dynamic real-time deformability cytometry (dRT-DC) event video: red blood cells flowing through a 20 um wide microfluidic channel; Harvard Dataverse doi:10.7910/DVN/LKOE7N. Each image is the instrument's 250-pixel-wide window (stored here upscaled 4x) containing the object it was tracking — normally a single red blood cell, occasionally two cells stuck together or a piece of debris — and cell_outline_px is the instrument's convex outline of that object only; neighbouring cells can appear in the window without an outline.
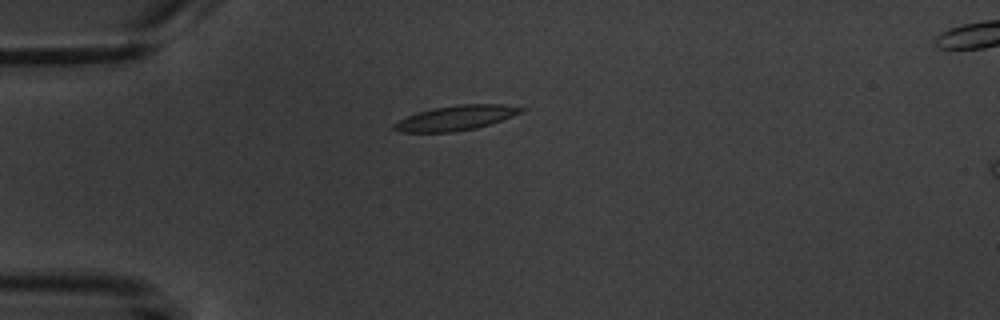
{"species": "common noctule bat (a hibernating species)", "species_latin": "Nyctalus noctula", "temperature_condition": "warm", "stored_images_in_passage": 4, "camera_frame_rate_fps": 3000, "um_per_image_px": 0.085, "animal": {"sex": "male", "body_mass_g": 20.1, "forearm_length_mm": 53.5}, "frame": {"image": 1, "passage_image": 4, "time_ms": 5.0, "image_size_px": [1000, 320], "cell_outline_px": [[528, 108], [512, 116], [476, 128], [452, 132], [396, 132], [392, 128], [392, 124], [408, 116], [420, 112], [436, 108], [456, 104], [500, 104]], "centroid_in_image_um": [38.72, 10.03], "position_along_channel_um": 46.3, "area_um2": 18.09}}